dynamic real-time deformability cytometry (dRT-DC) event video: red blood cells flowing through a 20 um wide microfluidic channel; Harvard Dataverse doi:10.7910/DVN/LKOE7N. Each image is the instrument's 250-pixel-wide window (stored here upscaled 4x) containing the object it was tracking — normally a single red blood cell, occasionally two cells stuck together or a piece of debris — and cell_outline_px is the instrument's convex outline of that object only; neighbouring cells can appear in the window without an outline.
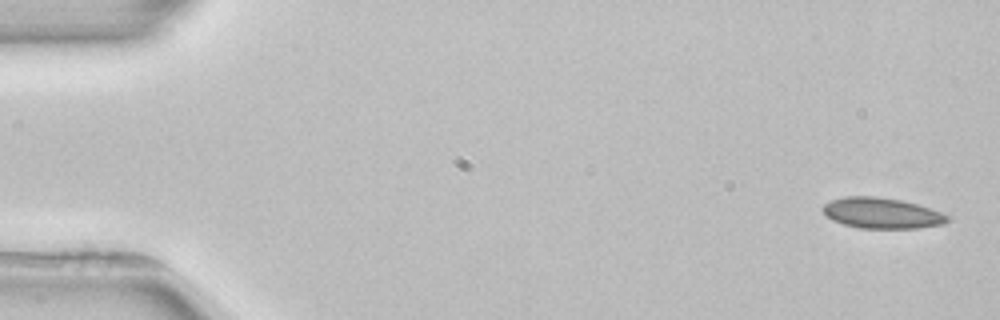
{"species": "common noctule bat (a hibernating species)", "species_latin": "Nyctalus noctula", "temperature_condition": "room temperature", "stored_images_in_passage": 5, "camera_frame_rate_fps": 3000, "um_per_image_px": 0.085, "animal": {"sex": "female", "body_mass_g": 22.7, "forearm_length_mm": 54.2}, "frame": {"image": 1, "passage_image": 1, "time_ms": 0.0, "image_size_px": [1000, 320], "cell_outline_px": [[952, 216], [944, 224], [916, 228], [860, 228], [844, 224], [832, 220], [824, 212], [824, 204], [832, 200], [844, 196], [876, 196], [900, 200], [916, 204]], "centroid_in_image_um": [74.97, 18.11], "position_along_channel_um": 10.0, "area_um2": 22.08}}
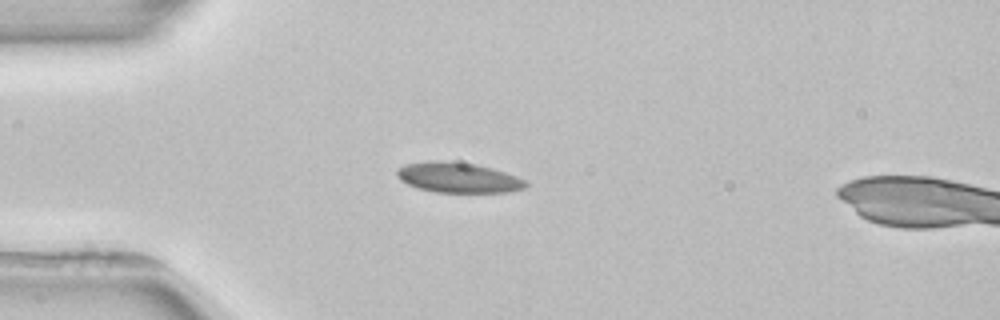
{"frame": {"image": 2, "passage_image": 4, "time_ms": 4.0, "image_size_px": [1000, 320], "cell_outline_px": [[528, 184], [524, 188], [508, 192], [436, 192], [420, 188], [408, 184], [400, 180], [396, 172], [396, 168], [408, 164], [424, 160], [440, 160], [476, 164], [492, 168], [516, 176], [524, 180]], "centroid_in_image_um": [38.92, 15.08], "position_along_channel_um": 46.1, "area_um2": 22.6}}
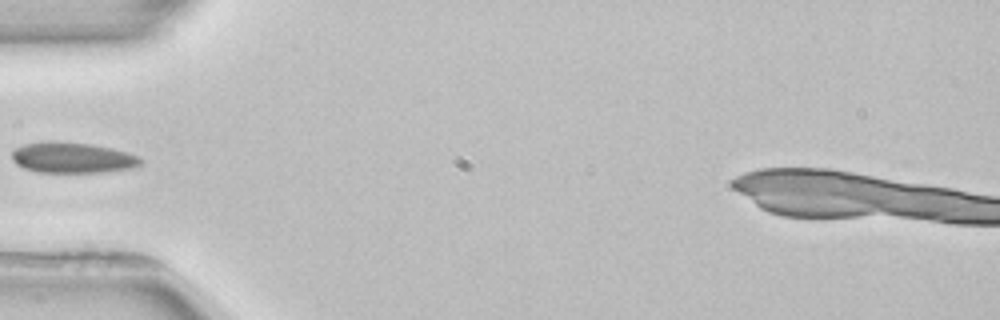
{"frame": {"image": 3, "passage_image": 5, "time_ms": 5.333, "image_size_px": [1000, 320], "cell_outline_px": [[140, 164], [136, 168], [100, 172], [36, 172], [24, 168], [16, 164], [12, 160], [12, 152], [16, 148], [24, 144], [88, 144], [112, 148], [128, 152], [136, 156], [140, 160]], "centroid_in_image_um": [6.19, 13.45], "position_along_channel_um": 78.8, "area_um2": 22.08}}